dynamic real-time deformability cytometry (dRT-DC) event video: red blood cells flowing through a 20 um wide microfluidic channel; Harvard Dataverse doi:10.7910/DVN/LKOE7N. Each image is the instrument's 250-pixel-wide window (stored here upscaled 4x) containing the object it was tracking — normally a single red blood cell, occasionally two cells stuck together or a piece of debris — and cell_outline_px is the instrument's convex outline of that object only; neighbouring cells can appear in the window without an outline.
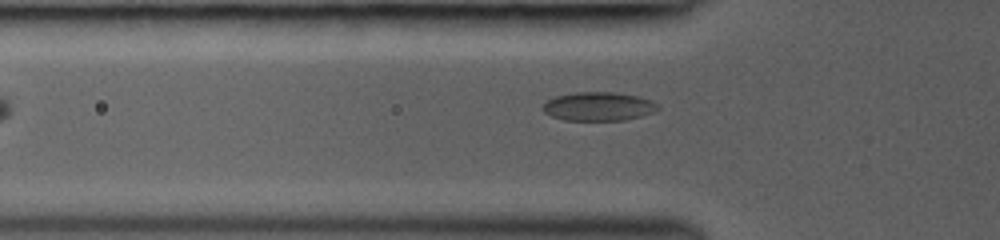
{"species": "common noctule bat (a hibernating species)", "species_latin": "Nyctalus noctula", "temperature_condition": "room temperature", "stored_images_in_passage": 34, "camera_frame_rate_fps": 3000, "um_per_image_px": 0.085, "animal": {"sex": "female", "body_mass_g": 19.0, "forearm_length_mm": 53.3}, "frame": {"image": 1, "passage_image": 4, "time_ms": 1.0, "image_size_px": [1000, 240], "cell_outline_px": [[660, 108], [656, 112], [624, 120], [564, 120], [552, 116], [544, 112], [540, 108], [548, 100], [556, 96], [576, 92], [616, 92], [636, 96], [652, 100]], "centroid_in_image_um": [50.88, 9.04], "position_along_channel_um": 74.9, "area_um2": 19.25}}
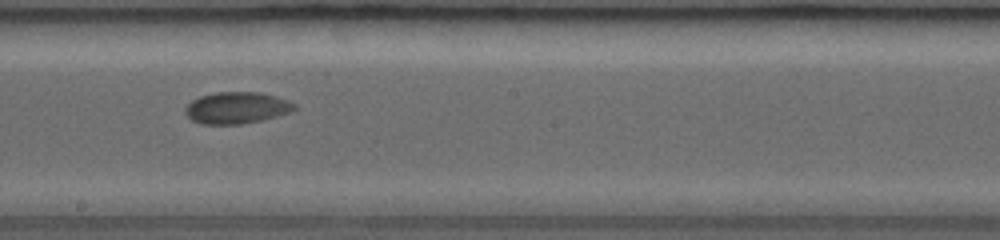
{"frame": {"image": 2, "passage_image": 15, "time_ms": 4.667, "image_size_px": [1000, 240], "cell_outline_px": [[296, 108], [292, 112], [260, 120], [240, 124], [200, 124], [192, 120], [184, 112], [184, 108], [192, 100], [200, 96], [216, 92], [260, 92], [276, 96], [288, 100], [296, 104]], "centroid_in_image_um": [20.12, 9.16], "position_along_channel_um": 228.1, "area_um2": 20.17}}
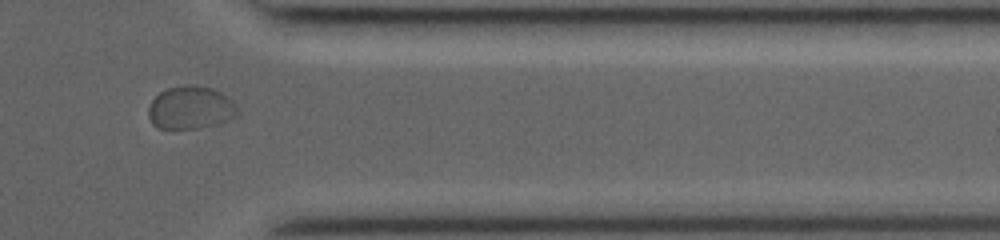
{"frame": {"image": 3, "passage_image": 27, "time_ms": 8.667, "image_size_px": [1000, 240], "cell_outline_px": [[240, 108], [236, 116], [216, 124], [200, 128], [172, 132], [156, 128], [152, 124], [148, 116], [148, 108], [152, 100], [160, 92], [168, 88], [184, 84], [196, 84], [212, 88], [228, 96]], "centroid_in_image_um": [16.17, 9.19], "position_along_channel_um": 395.2, "area_um2": 23.18}}